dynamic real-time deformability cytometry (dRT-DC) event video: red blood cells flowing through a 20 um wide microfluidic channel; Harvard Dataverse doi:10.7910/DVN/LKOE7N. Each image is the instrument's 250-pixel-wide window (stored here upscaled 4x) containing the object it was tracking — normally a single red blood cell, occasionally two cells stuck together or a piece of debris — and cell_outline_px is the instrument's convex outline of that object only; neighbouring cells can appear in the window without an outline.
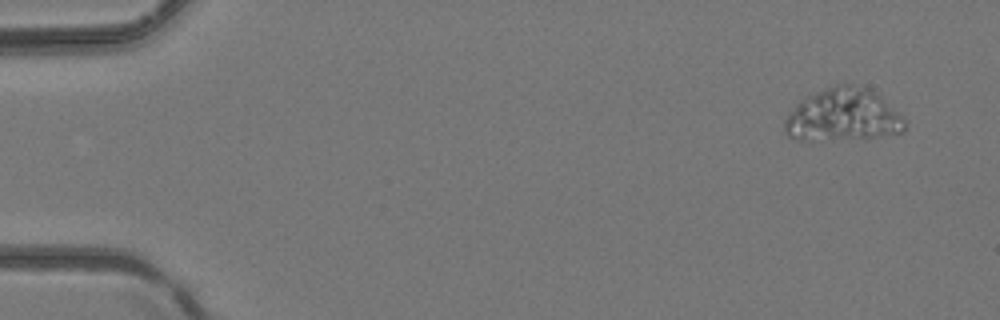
{"species": "common noctule bat (a hibernating species)", "species_latin": "Nyctalus noctula", "temperature_condition": "room temperature", "stored_images_in_passage": 4, "camera_frame_rate_fps": 3000, "um_per_image_px": 0.085, "animal": {"sex": "female", "body_mass_g": 24.6, "forearm_length_mm": 56.2}, "frame": {"image": 1, "passage_image": 1, "time_ms": 0.0, "image_size_px": [1000, 320], "cell_outline_px": [[908, 120], [904, 128], [900, 132], [876, 136], [812, 140], [800, 140], [788, 136], [784, 132], [784, 120], [788, 112], [800, 100], [816, 92], [836, 84], [852, 84], [864, 88], [880, 96], [904, 116]], "centroid_in_image_um": [71.62, 9.78], "position_along_channel_um": 13.4, "area_um2": 36.41}}
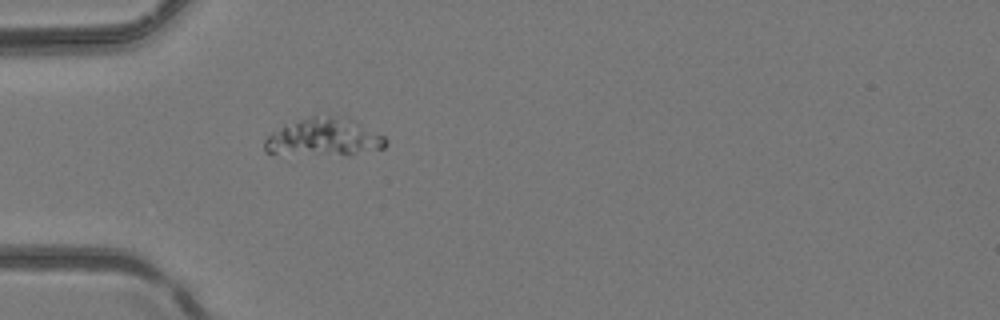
{"frame": {"image": 2, "passage_image": 4, "time_ms": 1.0, "image_size_px": [1000, 320], "cell_outline_px": [[388, 144], [384, 148], [348, 156], [264, 152], [264, 140], [272, 132], [284, 124], [316, 112], [352, 120], [384, 136], [388, 140]], "centroid_in_image_um": [27.53, 11.65], "position_along_channel_um": 57.5, "area_um2": 27.22}}